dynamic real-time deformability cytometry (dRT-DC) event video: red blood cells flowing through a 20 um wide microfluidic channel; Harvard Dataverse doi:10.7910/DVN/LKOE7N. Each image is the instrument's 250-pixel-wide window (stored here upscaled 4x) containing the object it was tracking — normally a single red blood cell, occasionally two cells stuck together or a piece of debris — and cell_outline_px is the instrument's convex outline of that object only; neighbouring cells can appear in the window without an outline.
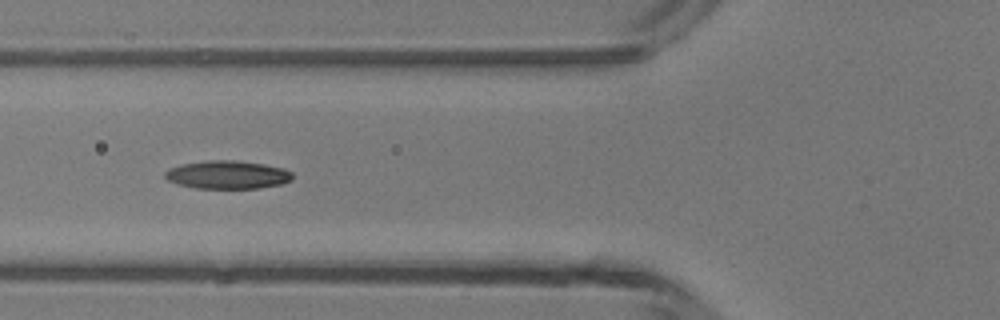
{"species": "common noctule bat (a hibernating species)", "species_latin": "Nyctalus noctula", "temperature_condition": "room temperature", "stored_images_in_passage": 4, "camera_frame_rate_fps": 3000, "um_per_image_px": 0.085, "animal": {"sex": "male", "body_mass_g": 13.3}, "frame": {"image": 1, "passage_image": 4, "time_ms": 3.333, "image_size_px": [1000, 320], "cell_outline_px": [[292, 180], [280, 184], [260, 188], [196, 188], [180, 184], [168, 180], [164, 176], [164, 172], [168, 168], [180, 164], [208, 160], [236, 160], [264, 164], [284, 168], [292, 172]], "centroid_in_image_um": [19.33, 14.84], "position_along_channel_um": 106.5, "area_um2": 20.98}}